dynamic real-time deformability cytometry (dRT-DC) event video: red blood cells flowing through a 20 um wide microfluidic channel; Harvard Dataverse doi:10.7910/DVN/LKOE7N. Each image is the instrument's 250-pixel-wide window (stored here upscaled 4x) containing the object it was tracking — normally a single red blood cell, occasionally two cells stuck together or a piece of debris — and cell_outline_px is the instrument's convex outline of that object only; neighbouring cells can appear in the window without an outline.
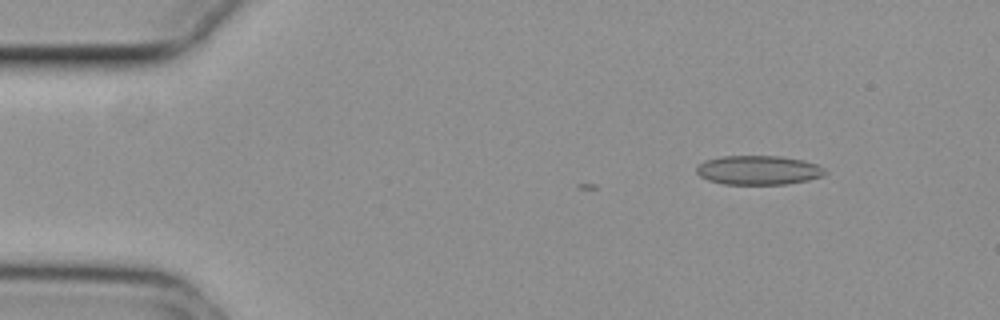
{"species": "common noctule bat (a hibernating species)", "species_latin": "Nyctalus noctula", "temperature_condition": "cold", "stored_images_in_passage": 2, "camera_frame_rate_fps": 3000, "um_per_image_px": 0.085, "animal": {"sex": "female", "body_mass_g": 29.2, "forearm_length_mm": 56.3}, "frame": {"image": 1, "passage_image": 2, "time_ms": 0.333, "image_size_px": [1000, 320], "cell_outline_px": [[828, 172], [824, 176], [808, 180], [784, 184], [724, 184], [708, 180], [700, 176], [696, 172], [696, 168], [704, 160], [724, 156], [780, 156], [804, 160], [816, 164], [824, 168]], "centroid_in_image_um": [64.49, 14.46], "position_along_channel_um": 20.5, "area_um2": 21.91}}